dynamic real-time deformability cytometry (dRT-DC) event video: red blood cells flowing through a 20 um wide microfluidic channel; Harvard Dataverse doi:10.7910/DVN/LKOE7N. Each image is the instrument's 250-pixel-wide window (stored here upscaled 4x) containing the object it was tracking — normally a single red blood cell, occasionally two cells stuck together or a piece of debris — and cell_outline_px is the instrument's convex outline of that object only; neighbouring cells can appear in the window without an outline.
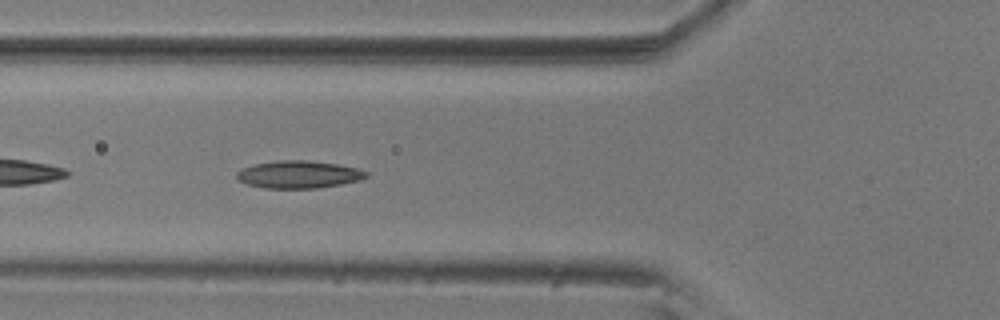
{"species": "common noctule bat (a hibernating species)", "species_latin": "Nyctalus noctula", "temperature_condition": "room temperature", "stored_images_in_passage": 41, "camera_frame_rate_fps": 3000, "um_per_image_px": 0.085, "animal": {"sex": "male", "body_mass_g": 20.5, "forearm_length_mm": 52.5}, "frame": {"image": 1, "passage_image": 5, "time_ms": 1.333, "image_size_px": [1000, 320], "cell_outline_px": [[368, 176], [360, 180], [340, 184], [316, 188], [264, 188], [248, 184], [236, 180], [236, 172], [244, 168], [256, 164], [280, 160], [308, 160], [336, 164], [356, 168], [368, 172]], "centroid_in_image_um": [25.38, 14.83], "position_along_channel_um": 100.4, "area_um2": 20.58}}
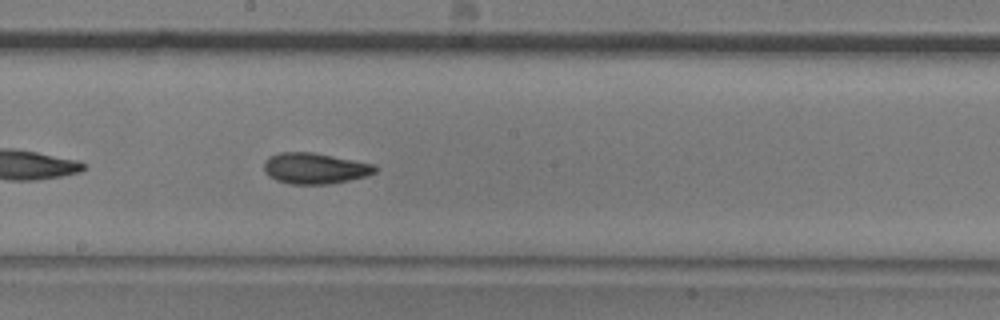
{"frame": {"image": 2, "passage_image": 15, "time_ms": 4.667, "image_size_px": [1000, 320], "cell_outline_px": [[376, 172], [364, 176], [348, 180], [328, 184], [288, 184], [276, 180], [268, 176], [264, 172], [264, 160], [268, 156], [280, 152], [312, 152], [376, 164]], "centroid_in_image_um": [26.72, 14.3], "position_along_channel_um": 221.5, "area_um2": 20.11}}
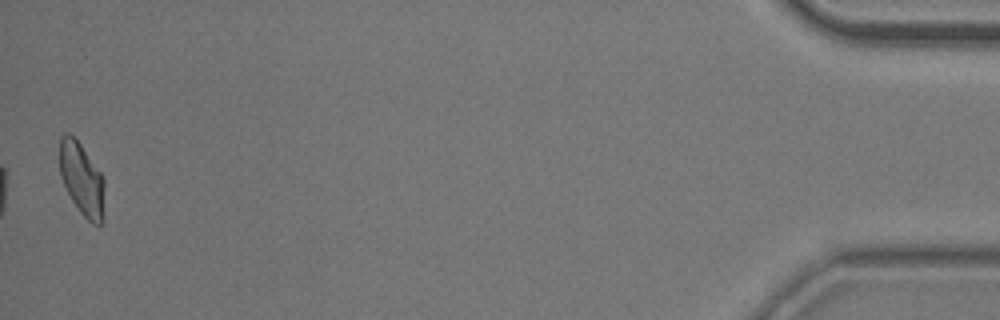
{"frame": {"image": 3, "passage_image": 40, "time_ms": 13.0, "image_size_px": [1000, 320], "cell_outline_px": [[104, 220], [100, 224], [92, 224], [80, 212], [72, 200], [60, 176], [60, 136], [64, 132], [68, 132], [80, 144], [100, 172], [104, 180]], "centroid_in_image_um": [6.96, 15.25], "position_along_channel_um": 428.2, "area_um2": 18.9}, "authors_computed_cell_mechanics": {"area_um2": 19.4786, "velocity_mm_per_s": 3.61, "shape_relaxation_time_tau1_ms": 5.8148, "shape_relaxation_time_tau2_ms": 2.9051, "deformation_change_tau1": 0.1783, "deformation_change_tau2": 0.0986}}